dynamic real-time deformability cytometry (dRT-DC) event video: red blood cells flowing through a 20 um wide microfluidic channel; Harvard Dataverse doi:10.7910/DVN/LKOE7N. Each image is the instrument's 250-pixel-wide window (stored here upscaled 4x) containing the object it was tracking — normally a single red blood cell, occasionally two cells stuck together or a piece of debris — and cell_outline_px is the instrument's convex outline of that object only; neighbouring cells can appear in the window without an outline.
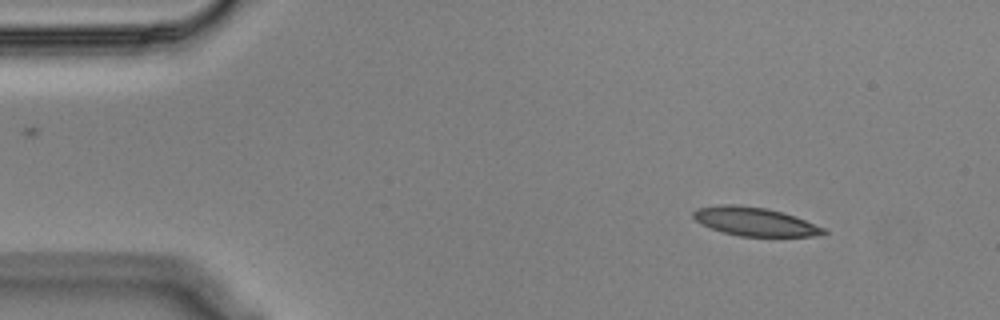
{"species": "Egyptian fruit bat (a non-hibernating species)", "species_latin": "Rousettus aegyptiacus", "temperature_condition": "cold", "stored_images_in_passage": 50, "camera_frame_rate_fps": 3000, "um_per_image_px": 0.085, "animal": {"sex": "male"}, "frame": {"image": 1, "passage_image": 1, "time_ms": 0.0, "image_size_px": [1000, 320], "cell_outline_px": [[828, 232], [812, 236], [740, 236], [724, 232], [712, 228], [696, 220], [692, 216], [692, 212], [696, 208], [720, 204], [736, 204], [768, 208], [804, 220], [824, 228]], "centroid_in_image_um": [64.1, 18.82], "position_along_channel_um": 20.9, "area_um2": 21.33}}
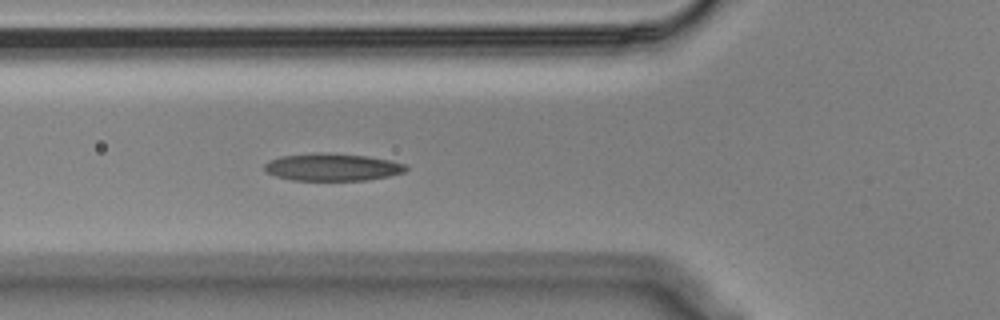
{"frame": {"image": 2, "passage_image": 14, "time_ms": 4.333, "image_size_px": [1000, 320], "cell_outline_px": [[408, 168], [404, 172], [388, 176], [368, 180], [292, 180], [276, 176], [268, 172], [264, 168], [264, 164], [280, 156], [320, 152], [368, 156], [388, 160], [404, 164]], "centroid_in_image_um": [28.25, 14.2], "position_along_channel_um": 97.6, "area_um2": 22.37}}
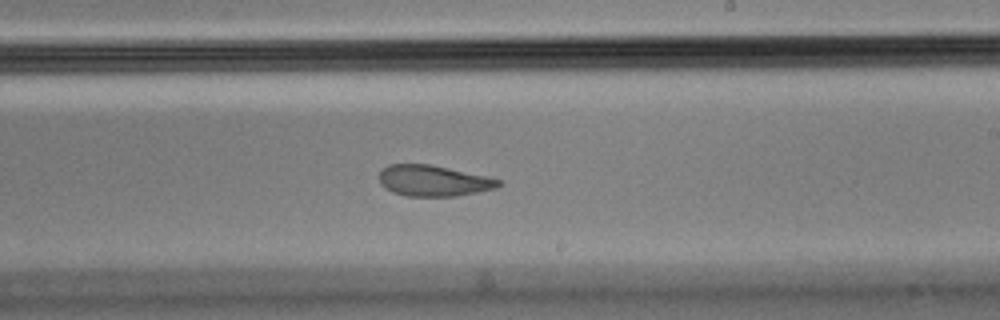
{"frame": {"image": 3, "passage_image": 27, "time_ms": 8.667, "image_size_px": [1000, 320], "cell_outline_px": [[500, 184], [496, 188], [456, 196], [408, 196], [392, 192], [380, 184], [380, 172], [388, 164], [428, 164], [488, 176], [500, 180]], "centroid_in_image_um": [36.83, 15.36], "position_along_channel_um": 252.2, "area_um2": 21.33}, "authors_computed_cell_mechanics": {"area_um2": 22.8021, "velocity_mm_per_s": 3.5559, "shape_relaxation_time_tau1_ms": null, "shape_relaxation_time_tau2_ms": 1.6285, "deformation_change_tau1": null, "deformation_change_tau2": 0.0839}}